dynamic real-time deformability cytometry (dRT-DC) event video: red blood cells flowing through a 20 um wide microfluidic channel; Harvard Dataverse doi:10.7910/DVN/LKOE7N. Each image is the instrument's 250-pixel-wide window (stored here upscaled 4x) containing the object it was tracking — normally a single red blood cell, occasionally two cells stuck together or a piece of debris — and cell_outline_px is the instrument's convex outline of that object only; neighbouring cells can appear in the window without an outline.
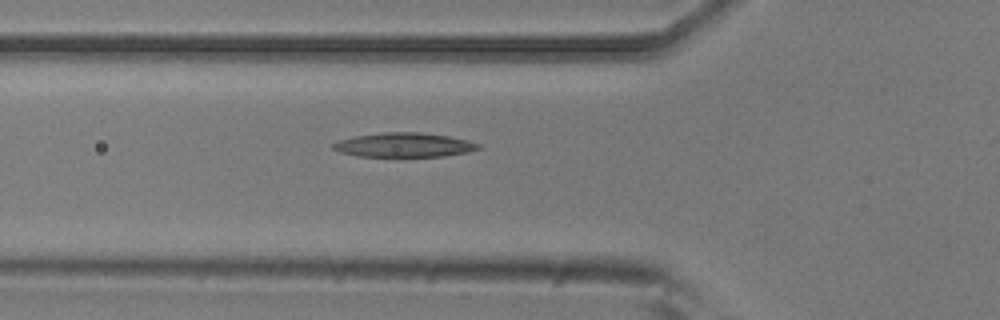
{"species": "common noctule bat (a hibernating species)", "species_latin": "Nyctalus noctula", "temperature_condition": "room temperature", "stored_images_in_passage": 5, "camera_frame_rate_fps": 3000, "um_per_image_px": 0.085, "animal": {"sex": "male", "body_mass_g": 20.5, "forearm_length_mm": 52.5}, "frame": {"image": 1, "passage_image": 5, "time_ms": 1.333, "image_size_px": [1000, 320], "cell_outline_px": [[480, 148], [468, 152], [444, 156], [356, 156], [340, 152], [332, 148], [332, 144], [340, 140], [356, 136], [384, 132], [420, 132], [448, 136], [468, 140], [480, 144]], "centroid_in_image_um": [34.36, 12.32], "position_along_channel_um": 91.4, "area_um2": 20.4}}